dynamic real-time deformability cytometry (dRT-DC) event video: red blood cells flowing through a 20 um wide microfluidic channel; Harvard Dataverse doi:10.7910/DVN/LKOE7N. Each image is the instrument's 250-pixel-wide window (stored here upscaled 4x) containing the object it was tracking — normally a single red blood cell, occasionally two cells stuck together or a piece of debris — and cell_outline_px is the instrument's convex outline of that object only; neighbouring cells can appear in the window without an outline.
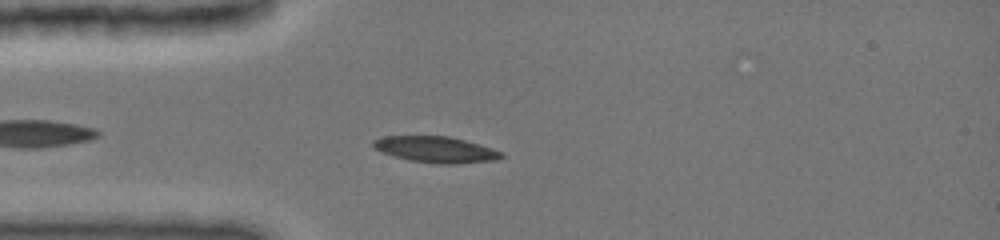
{"species": "common noctule bat (a hibernating species)", "species_latin": "Nyctalus noctula", "temperature_condition": "cold", "stored_images_in_passage": 50, "camera_frame_rate_fps": 3000, "um_per_image_px": 0.085, "animal": {"sex": "female", "body_mass_g": 19.0, "forearm_length_mm": 51.5}, "frame": {"image": 1, "passage_image": 8, "time_ms": 2.0, "image_size_px": [1000, 240], "cell_outline_px": [[504, 156], [496, 160], [456, 164], [440, 164], [408, 160], [392, 156], [372, 148], [372, 140], [380, 136], [448, 136], [480, 144], [504, 152]], "centroid_in_image_um": [37.02, 12.71], "position_along_channel_um": 48.0, "area_um2": 19.77}}
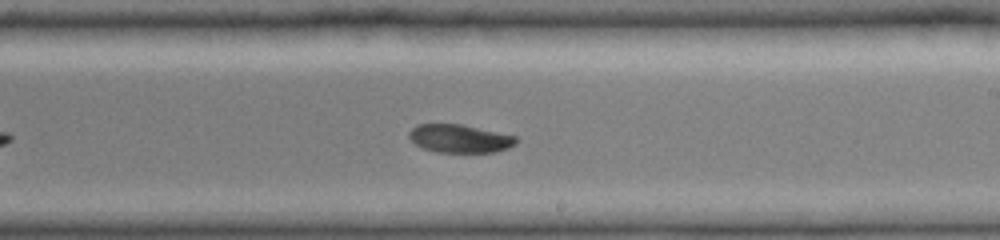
{"frame": {"image": 2, "passage_image": 28, "time_ms": 7.333, "image_size_px": [1000, 240], "cell_outline_px": [[516, 144], [508, 148], [496, 152], [436, 152], [424, 148], [416, 144], [408, 136], [408, 132], [412, 128], [420, 124], [460, 124], [516, 136]], "centroid_in_image_um": [39.07, 11.78], "position_along_channel_um": 249.9, "area_um2": 17.4}}
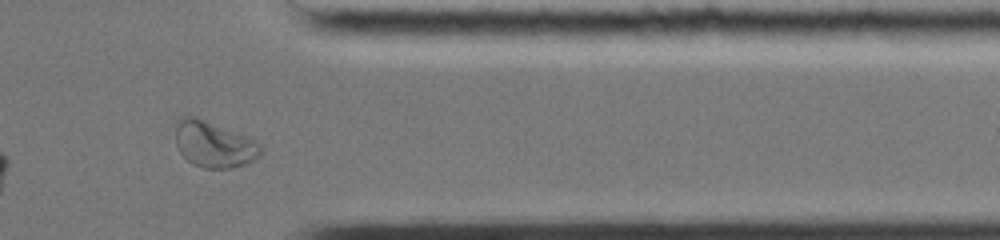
{"frame": {"image": 3, "passage_image": 42, "time_ms": 11.0, "image_size_px": [1000, 240], "cell_outline_px": [[264, 152], [260, 156], [248, 164], [228, 168], [204, 168], [192, 164], [180, 152], [176, 144], [176, 128], [180, 116], [196, 116], [256, 140], [264, 144]], "centroid_in_image_um": [18.24, 12.28], "position_along_channel_um": 393.2, "area_um2": 23.18}, "authors_computed_cell_mechanics": {"area_um2": 19.2474, "velocity_mm_per_s": 3.9485, "shape_relaxation_time_tau1_ms": null, "shape_relaxation_time_tau2_ms": 8.6666, "deformation_change_tau1": null, "deformation_change_tau2": 0.1058}}